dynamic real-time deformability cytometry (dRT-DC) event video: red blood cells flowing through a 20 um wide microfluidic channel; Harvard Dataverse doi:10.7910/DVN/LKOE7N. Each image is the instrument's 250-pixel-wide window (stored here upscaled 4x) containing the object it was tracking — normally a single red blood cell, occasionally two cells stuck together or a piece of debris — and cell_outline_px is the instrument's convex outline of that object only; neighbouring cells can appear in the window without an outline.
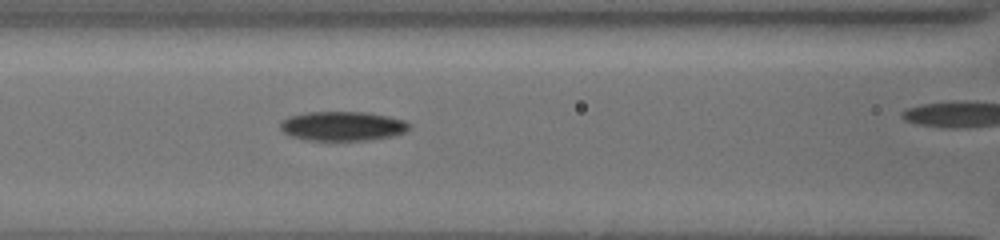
{"species": "common noctule bat (a hibernating species)", "species_latin": "Nyctalus noctula", "temperature_condition": "cold", "stored_images_in_passage": 27, "camera_frame_rate_fps": 3000, "um_per_image_px": 0.085, "animal": {"sex": "female", "body_mass_g": 19.5, "forearm_length_mm": 54.1}, "frame": {"image": 1, "passage_image": 11, "time_ms": 6.0, "image_size_px": [1000, 240], "cell_outline_px": [[412, 124], [404, 132], [392, 136], [368, 140], [304, 140], [288, 136], [280, 128], [280, 124], [288, 116], [308, 112], [364, 112], [388, 116], [404, 120]], "centroid_in_image_um": [29.09, 10.72], "position_along_channel_um": 137.5, "area_um2": 22.08}}
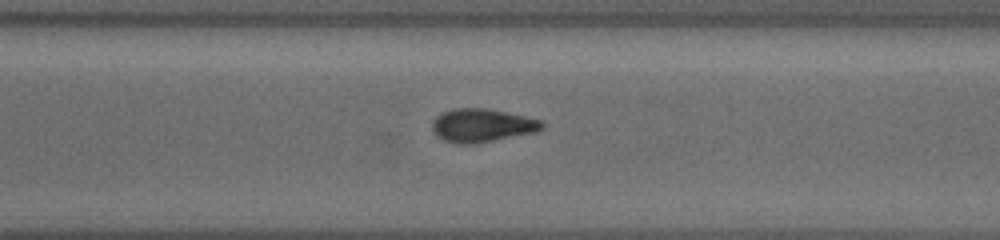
{"frame": {"image": 2, "passage_image": 20, "time_ms": 11.0, "image_size_px": [1000, 240], "cell_outline_px": [[544, 128], [536, 132], [476, 144], [460, 144], [444, 140], [436, 136], [432, 132], [432, 120], [436, 116], [452, 108], [484, 108], [524, 116], [540, 120], [544, 124]], "centroid_in_image_um": [40.94, 10.67], "position_along_channel_um": 329.7, "area_um2": 21.39}}
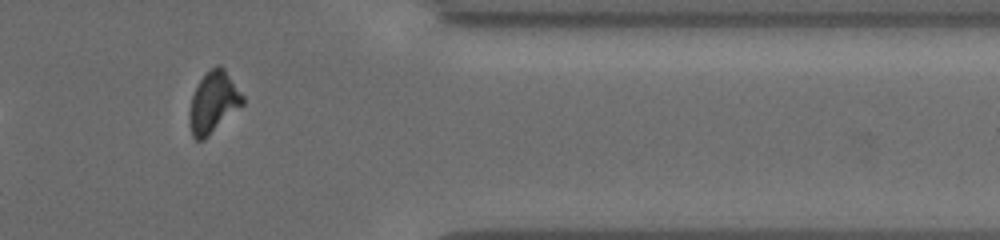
{"frame": {"image": 3, "passage_image": 24, "time_ms": 14.333, "image_size_px": [1000, 240], "cell_outline_px": [[244, 104], [204, 140], [196, 140], [192, 136], [188, 120], [188, 116], [192, 96], [200, 80], [216, 64], [220, 64], [224, 68], [244, 96]], "centroid_in_image_um": [18.14, 8.72], "position_along_channel_um": 393.3, "area_um2": 18.96}, "authors_computed_cell_mechanics": {"area_um2": 19.7098, "velocity_mm_per_s": 3.8511, "shape_relaxation_time_tau1_ms": 2.8536, "shape_relaxation_time_tau2_ms": null, "deformation_change_tau1": 0.1178, "deformation_change_tau2": null}}